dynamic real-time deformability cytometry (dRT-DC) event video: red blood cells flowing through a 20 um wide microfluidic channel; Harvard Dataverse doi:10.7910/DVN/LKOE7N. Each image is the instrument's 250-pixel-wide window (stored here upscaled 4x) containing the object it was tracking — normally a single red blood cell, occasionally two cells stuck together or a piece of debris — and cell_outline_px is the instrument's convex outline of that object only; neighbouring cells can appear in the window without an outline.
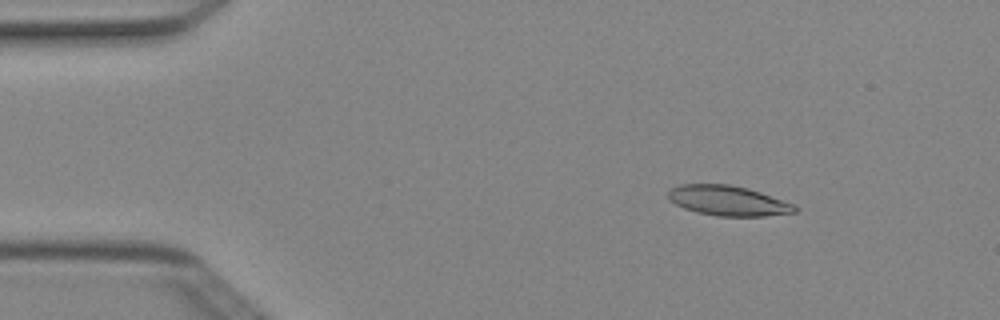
{"species": "Egyptian fruit bat (a non-hibernating species)", "species_latin": "Rousettus aegyptiacus", "temperature_condition": "cold", "stored_images_in_passage": 2, "camera_frame_rate_fps": 3000, "um_per_image_px": 0.085, "animal": {"sex": "female"}, "frame": {"image": 1, "passage_image": 2, "time_ms": 0.333, "image_size_px": [1000, 320], "cell_outline_px": [[800, 208], [796, 212], [764, 216], [716, 216], [696, 212], [684, 208], [668, 200], [668, 192], [672, 188], [680, 184], [728, 184], [748, 188], [760, 192], [792, 204]], "centroid_in_image_um": [61.86, 17.06], "position_along_channel_um": 23.1, "area_um2": 22.08}}